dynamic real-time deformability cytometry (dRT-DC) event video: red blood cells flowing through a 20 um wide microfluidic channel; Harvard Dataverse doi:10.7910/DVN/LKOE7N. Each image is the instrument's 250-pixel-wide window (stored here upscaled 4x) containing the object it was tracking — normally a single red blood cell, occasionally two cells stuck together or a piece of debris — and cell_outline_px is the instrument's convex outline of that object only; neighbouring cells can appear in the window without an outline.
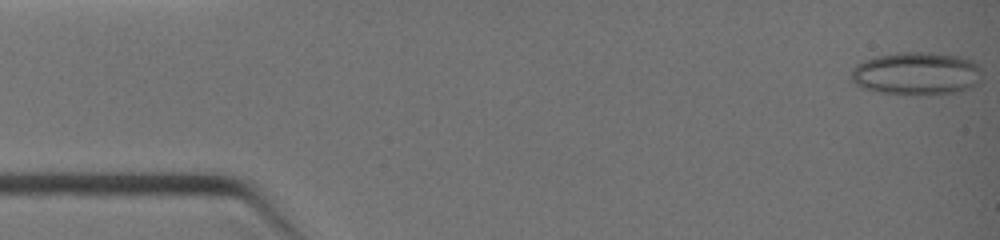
{"species": "common noctule bat (a hibernating species)", "species_latin": "Nyctalus noctula", "temperature_condition": "warm", "stored_images_in_passage": 17, "camera_frame_rate_fps": 3000, "um_per_image_px": 0.085, "animal": {"sex": "female", "body_mass_g": 19.0, "forearm_length_mm": 51.5}, "frame": {"image": 1, "passage_image": 1, "time_ms": 0.0, "image_size_px": [1000, 240], "cell_outline_px": [[980, 84], [972, 88], [956, 92], [916, 96], [880, 92], [860, 88], [852, 80], [852, 68], [856, 64], [864, 60], [876, 56], [896, 52], [932, 52], [964, 56], [972, 60], [980, 68]], "centroid_in_image_um": [77.92, 6.25], "position_along_channel_um": 7.1, "area_um2": 33.47}}